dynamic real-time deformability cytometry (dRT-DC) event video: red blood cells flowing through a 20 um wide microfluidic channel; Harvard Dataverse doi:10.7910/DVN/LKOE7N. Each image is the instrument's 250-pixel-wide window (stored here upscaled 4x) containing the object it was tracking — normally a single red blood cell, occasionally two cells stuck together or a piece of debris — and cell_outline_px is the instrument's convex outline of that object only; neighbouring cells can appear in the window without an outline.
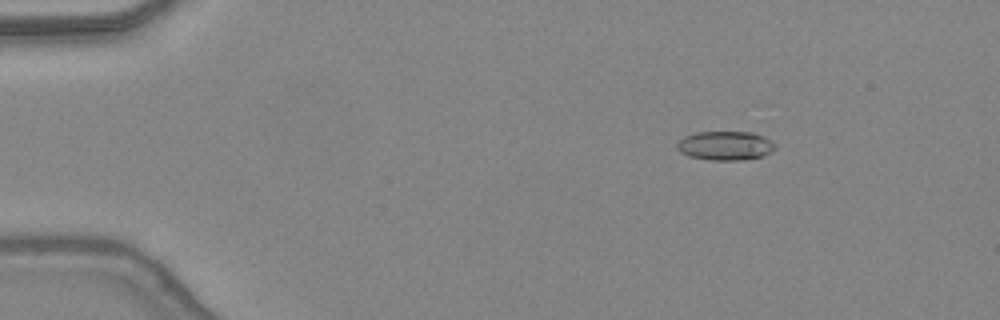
{"species": "common noctule bat (a hibernating species)", "species_latin": "Nyctalus noctula", "temperature_condition": "warm", "stored_images_in_passage": 48, "camera_frame_rate_fps": 3000, "um_per_image_px": 0.085, "animal": {"sex": "female", "body_mass_g": 24.6, "forearm_length_mm": 56.2}, "frame": {"image": 1, "passage_image": 8, "time_ms": 2.333, "image_size_px": [1000, 320], "cell_outline_px": [[776, 148], [772, 152], [764, 156], [740, 160], [708, 160], [688, 156], [680, 152], [676, 148], [676, 144], [684, 136], [696, 132], [752, 132], [764, 136], [776, 144]], "centroid_in_image_um": [61.66, 12.38], "position_along_channel_um": 23.3, "area_um2": 16.82}}
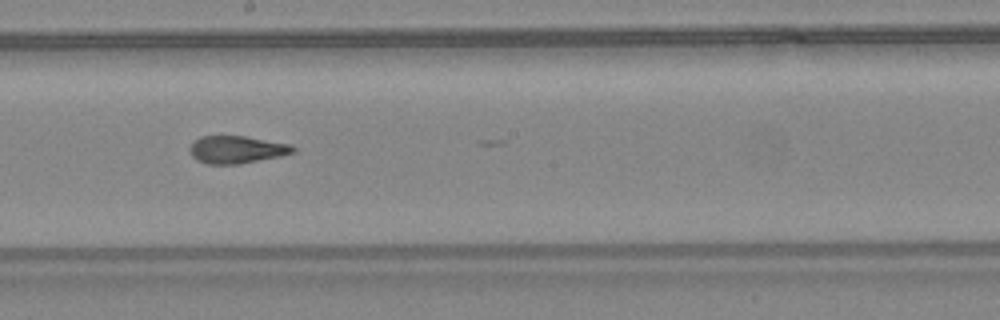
{"frame": {"image": 2, "passage_image": 28, "time_ms": 9.0, "image_size_px": [1000, 320], "cell_outline_px": [[296, 152], [280, 156], [240, 164], [208, 164], [196, 160], [192, 156], [188, 148], [200, 136], [244, 136], [292, 144], [296, 148]], "centroid_in_image_um": [20.14, 12.72], "position_along_channel_um": 228.1, "area_um2": 16.65}}
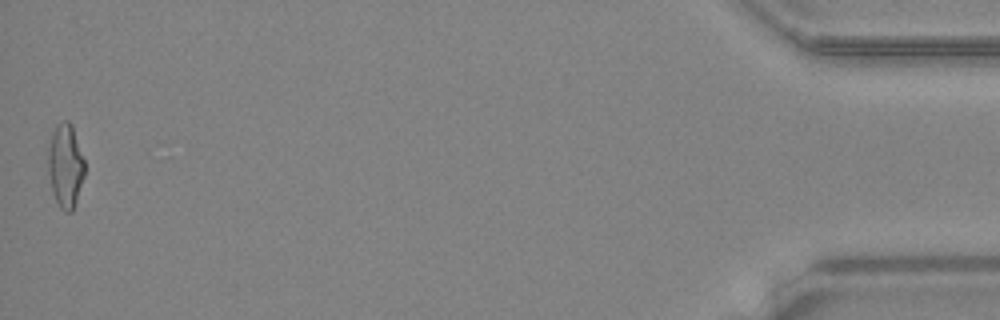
{"frame": {"image": 3, "passage_image": 48, "time_ms": 15.667, "image_size_px": [1000, 320], "cell_outline_px": [[84, 176], [72, 212], [64, 212], [60, 208], [52, 192], [48, 172], [48, 148], [52, 132], [56, 124], [64, 120], [68, 120], [72, 124], [84, 160]], "centroid_in_image_um": [5.55, 14.07], "position_along_channel_um": 429.7, "area_um2": 17.86}, "authors_computed_cell_mechanics": {"area_um2": 16.9065, "velocity_mm_per_s": 4.4281, "shape_relaxation_time_tau1_ms": 10.6711, "shape_relaxation_time_tau2_ms": 1.6939, "deformation_change_tau1": 0.322, "deformation_change_tau2": 0.1058}}